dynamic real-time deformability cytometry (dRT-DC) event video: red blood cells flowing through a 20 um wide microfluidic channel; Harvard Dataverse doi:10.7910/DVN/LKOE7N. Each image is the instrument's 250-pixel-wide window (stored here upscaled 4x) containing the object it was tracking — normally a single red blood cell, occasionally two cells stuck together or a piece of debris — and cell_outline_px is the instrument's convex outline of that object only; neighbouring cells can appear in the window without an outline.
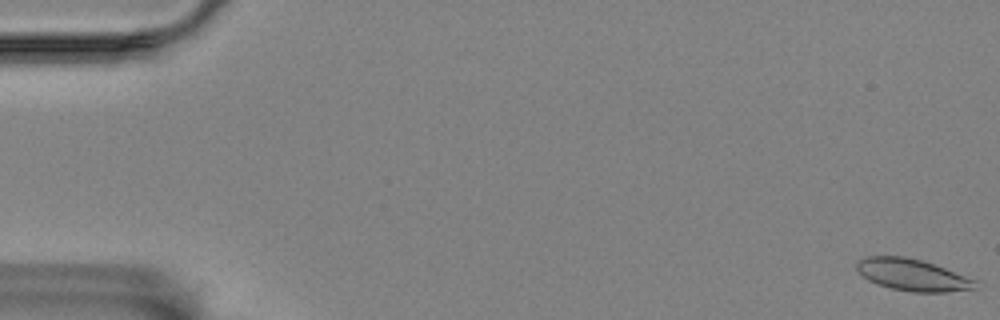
{"species": "Egyptian fruit bat (a non-hibernating species)", "species_latin": "Rousettus aegyptiacus", "temperature_condition": "room temperature", "stored_images_in_passage": 58, "camera_frame_rate_fps": 3000, "um_per_image_px": 0.085, "animal": {"sex": "female"}, "frame": {"image": 1, "passage_image": 1, "time_ms": 0.0, "image_size_px": [1000, 320], "cell_outline_px": [[980, 280], [976, 288], [948, 292], [912, 292], [892, 288], [876, 284], [868, 280], [856, 268], [856, 260], [864, 256], [904, 256], [920, 260]], "centroid_in_image_um": [77.57, 23.36], "position_along_channel_um": 7.4, "area_um2": 22.08}}
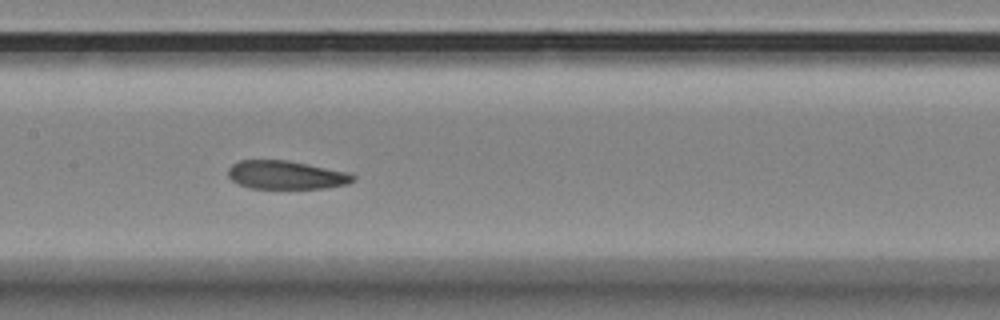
{"frame": {"image": 2, "passage_image": 29, "time_ms": 9.333, "image_size_px": [1000, 320], "cell_outline_px": [[356, 180], [348, 184], [324, 188], [248, 188], [232, 180], [228, 176], [228, 168], [232, 164], [240, 160], [288, 160], [348, 172], [356, 176]], "centroid_in_image_um": [24.33, 14.87], "position_along_channel_um": 183.1, "area_um2": 20.75}}
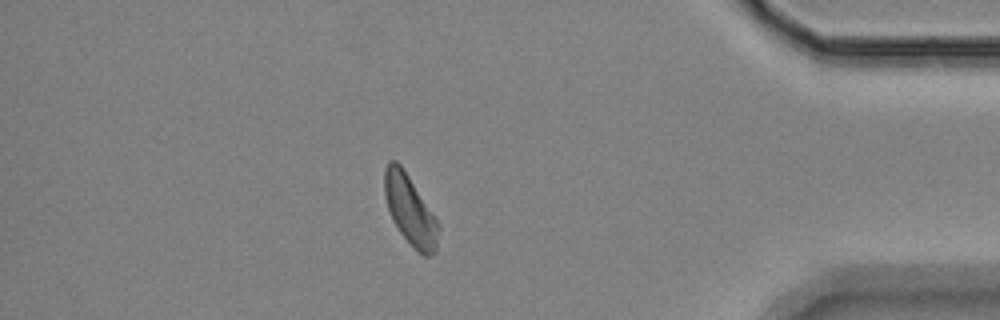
{"frame": {"image": 3, "passage_image": 51, "time_ms": 16.667, "image_size_px": [1000, 320], "cell_outline_px": [[440, 228], [436, 248], [428, 256], [424, 256], [400, 232], [392, 220], [384, 196], [384, 168], [388, 160], [396, 160], [400, 164], [440, 224]], "centroid_in_image_um": [34.83, 17.81], "position_along_channel_um": 400.4, "area_um2": 21.5}, "authors_computed_cell_mechanics": {"area_um2": 21.8773, "velocity_mm_per_s": 3.4456, "shape_relaxation_time_tau1_ms": null, "shape_relaxation_time_tau2_ms": 2.6529, "deformation_change_tau1": null, "deformation_change_tau2": 0.0812}}